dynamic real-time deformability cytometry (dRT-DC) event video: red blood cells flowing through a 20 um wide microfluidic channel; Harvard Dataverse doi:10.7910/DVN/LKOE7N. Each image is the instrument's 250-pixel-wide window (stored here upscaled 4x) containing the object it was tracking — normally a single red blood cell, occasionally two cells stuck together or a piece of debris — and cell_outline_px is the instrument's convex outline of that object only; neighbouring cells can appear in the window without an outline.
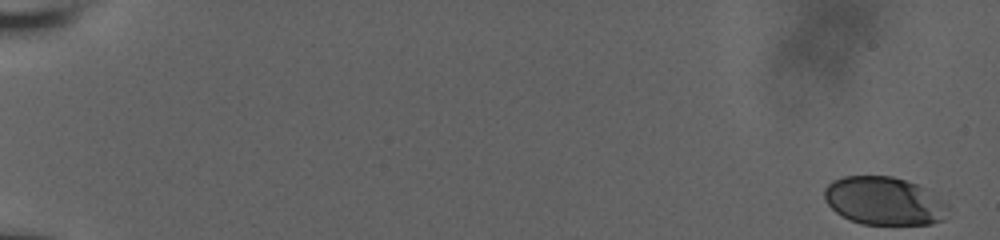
{"species": "human", "species_latin": "Homo sapiens", "temperature_condition": "room temperature", "stored_images_in_passage": 57, "camera_frame_rate_fps": 3000, "um_per_image_px": 0.085, "donor": {"sex": "male"}, "frame": {"image": 1, "passage_image": 1, "time_ms": 0.0, "image_size_px": [1000, 240], "cell_outline_px": [[948, 208], [944, 220], [932, 224], [860, 224], [848, 220], [836, 212], [824, 200], [824, 188], [832, 180], [844, 176], [892, 176], [928, 188], [948, 204]], "centroid_in_image_um": [75.15, 17.08], "position_along_channel_um": 9.9, "area_um2": 35.03}}
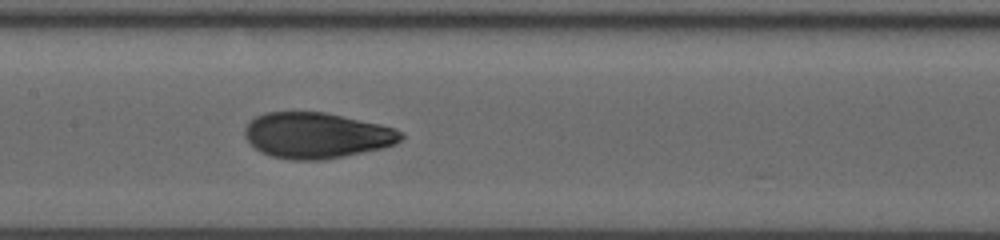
{"frame": {"image": 2, "passage_image": 31, "time_ms": 10.0, "image_size_px": [1000, 240], "cell_outline_px": [[404, 136], [396, 144], [380, 148], [344, 156], [324, 160], [292, 160], [272, 156], [260, 152], [244, 136], [244, 128], [256, 116], [264, 112], [324, 112], [380, 124], [396, 128], [404, 132]], "centroid_in_image_um": [26.92, 11.51], "position_along_channel_um": 180.5, "area_um2": 41.62}}
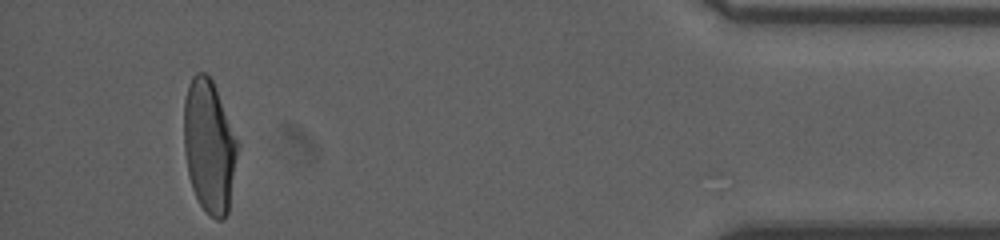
{"frame": {"image": 3, "passage_image": 54, "time_ms": 17.667, "image_size_px": [1000, 240], "cell_outline_px": [[240, 144], [228, 212], [224, 220], [216, 220], [200, 204], [192, 188], [188, 176], [184, 152], [184, 100], [188, 84], [192, 76], [196, 72], [204, 72], [212, 80]], "centroid_in_image_um": [17.79, 12.43], "position_along_channel_um": 417.4, "area_um2": 41.91}, "authors_computed_cell_mechanics": {"area_um2": 40.9224, "velocity_mm_per_s": 3.8253, "shape_relaxation_time_tau1_ms": 6.2797, "shape_relaxation_time_tau2_ms": 0.9227, "deformation_change_tau1": 0.2, "deformation_change_tau2": 0.0558}}